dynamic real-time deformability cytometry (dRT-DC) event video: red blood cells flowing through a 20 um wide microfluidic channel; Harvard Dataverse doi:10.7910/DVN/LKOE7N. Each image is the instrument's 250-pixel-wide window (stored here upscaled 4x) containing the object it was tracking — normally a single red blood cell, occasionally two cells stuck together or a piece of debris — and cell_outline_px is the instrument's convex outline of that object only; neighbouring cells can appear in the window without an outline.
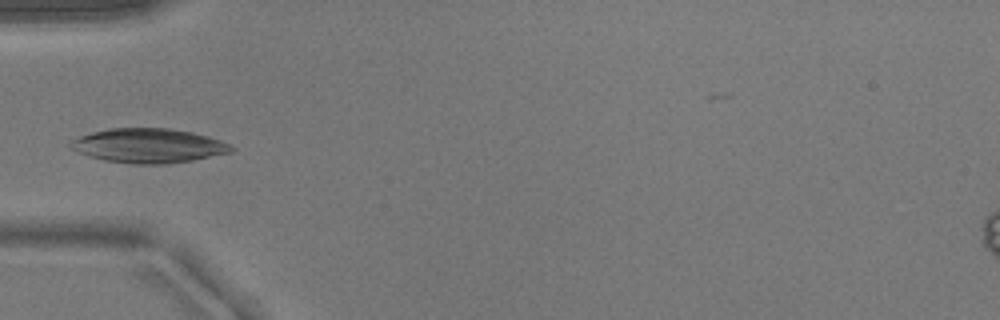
{"species": "common noctule bat (a hibernating species)", "species_latin": "Nyctalus noctula", "temperature_condition": "warm", "stored_images_in_passage": 34, "camera_frame_rate_fps": 3000, "um_per_image_px": 0.085, "animal": {"sex": "male", "body_mass_g": 17.9}, "frame": {"image": 1, "passage_image": 1, "time_ms": 0.0, "image_size_px": [1000, 320], "cell_outline_px": [[236, 148], [232, 152], [192, 160], [164, 164], [136, 164], [104, 160], [68, 148], [68, 144], [72, 140], [80, 136], [92, 132], [112, 128], [168, 128], [192, 132], [208, 136], [220, 140]], "centroid_in_image_um": [12.63, 12.38], "position_along_channel_um": 72.4, "area_um2": 31.96}}